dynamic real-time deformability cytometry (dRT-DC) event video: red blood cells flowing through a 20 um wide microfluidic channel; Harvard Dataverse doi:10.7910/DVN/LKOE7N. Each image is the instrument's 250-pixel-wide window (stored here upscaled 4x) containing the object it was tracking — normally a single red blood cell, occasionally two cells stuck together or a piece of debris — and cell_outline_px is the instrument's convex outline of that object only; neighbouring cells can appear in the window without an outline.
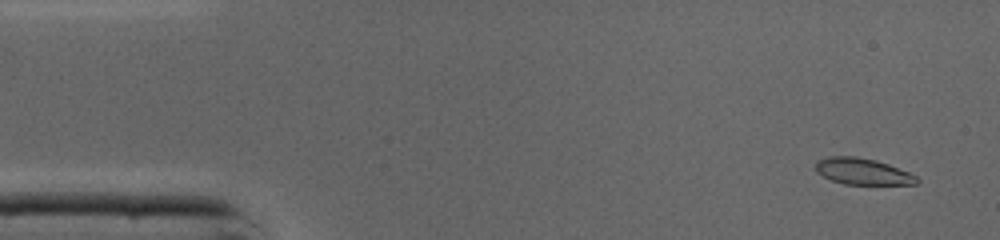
{"species": "common noctule bat (a hibernating species)", "species_latin": "Nyctalus noctula", "temperature_condition": "cold", "stored_images_in_passage": 14, "camera_frame_rate_fps": 3000, "um_per_image_px": 0.085, "animal": {"sex": "male", "body_mass_g": 19.0, "forearm_length_mm": 50.8}, "frame": {"image": 1, "passage_image": 3, "time_ms": 0.667, "image_size_px": [1000, 240], "cell_outline_px": [[920, 180], [916, 184], [844, 184], [832, 180], [816, 172], [816, 160], [828, 156], [856, 156], [876, 160], [888, 164], [908, 172], [916, 176]], "centroid_in_image_um": [73.3, 14.56], "position_along_channel_um": 11.7, "area_um2": 15.49}}
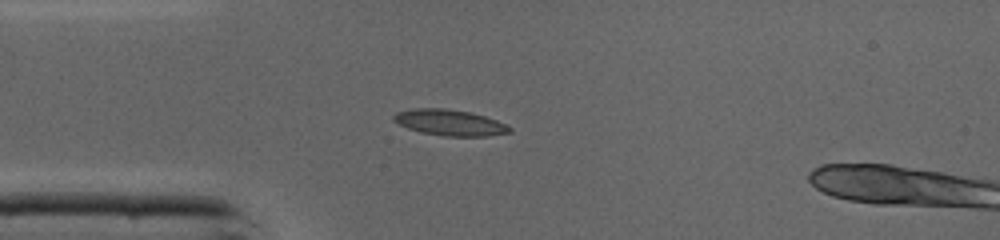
{"frame": {"image": 2, "passage_image": 12, "time_ms": 3.667, "image_size_px": [1000, 240], "cell_outline_px": [[512, 132], [488, 136], [444, 136], [420, 132], [408, 128], [392, 120], [392, 116], [396, 112], [412, 108], [444, 108], [468, 112], [484, 116], [496, 120], [512, 128]], "centroid_in_image_um": [38.2, 10.42], "position_along_channel_um": 46.8, "area_um2": 17.51}}